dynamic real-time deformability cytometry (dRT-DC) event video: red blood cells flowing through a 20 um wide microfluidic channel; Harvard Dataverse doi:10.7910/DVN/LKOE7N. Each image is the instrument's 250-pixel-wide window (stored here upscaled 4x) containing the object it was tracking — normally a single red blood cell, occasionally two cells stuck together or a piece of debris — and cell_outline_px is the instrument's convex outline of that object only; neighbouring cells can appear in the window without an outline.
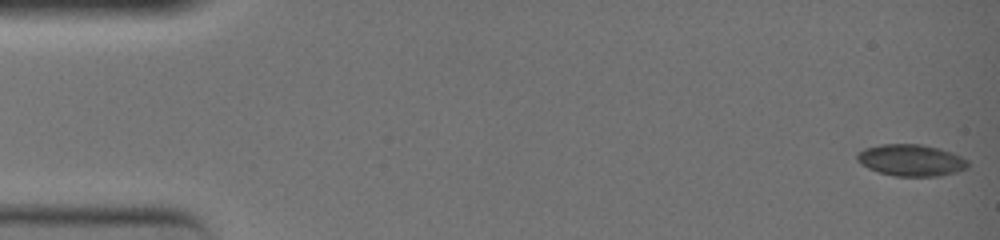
{"species": "common noctule bat (a hibernating species)", "species_latin": "Nyctalus noctula", "temperature_condition": "warm", "stored_images_in_passage": 49, "camera_frame_rate_fps": 3000, "um_per_image_px": 0.085, "animal": {"sex": "female", "body_mass_g": 19.0, "forearm_length_mm": 51.5}, "frame": {"image": 1, "passage_image": 1, "time_ms": 0.0, "image_size_px": [1000, 240], "cell_outline_px": [[968, 168], [956, 172], [940, 176], [896, 176], [880, 172], [868, 168], [856, 160], [856, 152], [864, 148], [880, 144], [920, 144], [940, 148], [952, 152], [968, 160]], "centroid_in_image_um": [77.44, 13.61], "position_along_channel_um": 7.6, "area_um2": 20.58}}
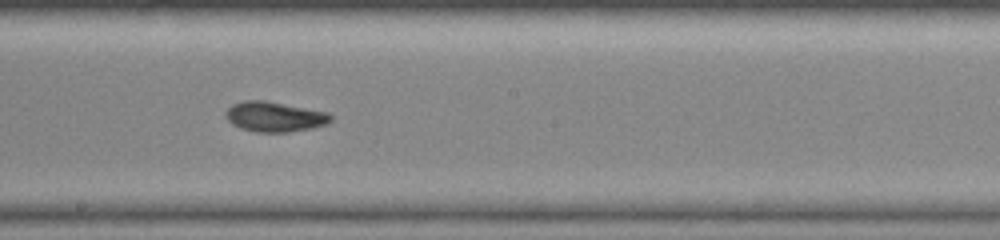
{"frame": {"image": 2, "passage_image": 29, "time_ms": 9.333, "image_size_px": [1000, 240], "cell_outline_px": [[332, 120], [328, 124], [312, 128], [288, 132], [256, 132], [240, 128], [232, 124], [224, 116], [224, 112], [232, 104], [244, 100], [264, 100], [328, 112], [332, 116]], "centroid_in_image_um": [23.33, 9.92], "position_along_channel_um": 224.9, "area_um2": 18.55}}
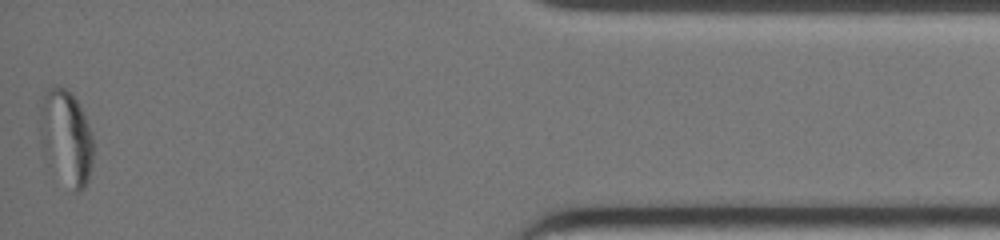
{"frame": {"image": 3, "passage_image": 49, "time_ms": 16.0, "image_size_px": [1000, 240], "cell_outline_px": [[92, 164], [88, 180], [84, 188], [80, 192], [72, 192], [44, 156], [40, 140], [40, 96], [52, 84], [56, 84], [64, 88], [76, 100], [92, 132]], "centroid_in_image_um": [5.59, 11.66], "position_along_channel_um": 429.6, "area_um2": 29.59}, "authors_computed_cell_mechanics": {"area_um2": 19.074, "velocity_mm_per_s": 3.9255, "shape_relaxation_time_tau1_ms": null, "shape_relaxation_time_tau2_ms": 2.998, "deformation_change_tau1": null, "deformation_change_tau2": 0.0669}}